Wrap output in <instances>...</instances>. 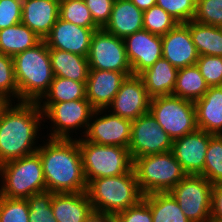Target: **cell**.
<instances>
[{
	"label": "cell",
	"mask_w": 222,
	"mask_h": 222,
	"mask_svg": "<svg viewBox=\"0 0 222 222\" xmlns=\"http://www.w3.org/2000/svg\"><path fill=\"white\" fill-rule=\"evenodd\" d=\"M15 103L11 102L0 117V165L37 152L39 131L45 129L41 128L43 112L37 102Z\"/></svg>",
	"instance_id": "obj_1"
},
{
	"label": "cell",
	"mask_w": 222,
	"mask_h": 222,
	"mask_svg": "<svg viewBox=\"0 0 222 222\" xmlns=\"http://www.w3.org/2000/svg\"><path fill=\"white\" fill-rule=\"evenodd\" d=\"M39 153L46 190L53 193L85 192V179L78 138L43 140Z\"/></svg>",
	"instance_id": "obj_2"
},
{
	"label": "cell",
	"mask_w": 222,
	"mask_h": 222,
	"mask_svg": "<svg viewBox=\"0 0 222 222\" xmlns=\"http://www.w3.org/2000/svg\"><path fill=\"white\" fill-rule=\"evenodd\" d=\"M86 193L96 217L105 220L138 204L144 196L134 169L123 175L91 180L87 183Z\"/></svg>",
	"instance_id": "obj_3"
},
{
	"label": "cell",
	"mask_w": 222,
	"mask_h": 222,
	"mask_svg": "<svg viewBox=\"0 0 222 222\" xmlns=\"http://www.w3.org/2000/svg\"><path fill=\"white\" fill-rule=\"evenodd\" d=\"M18 101L38 102L49 90L53 72L49 48L44 40L13 56Z\"/></svg>",
	"instance_id": "obj_4"
},
{
	"label": "cell",
	"mask_w": 222,
	"mask_h": 222,
	"mask_svg": "<svg viewBox=\"0 0 222 222\" xmlns=\"http://www.w3.org/2000/svg\"><path fill=\"white\" fill-rule=\"evenodd\" d=\"M0 196L26 199L46 191L42 162L38 152L0 165Z\"/></svg>",
	"instance_id": "obj_5"
},
{
	"label": "cell",
	"mask_w": 222,
	"mask_h": 222,
	"mask_svg": "<svg viewBox=\"0 0 222 222\" xmlns=\"http://www.w3.org/2000/svg\"><path fill=\"white\" fill-rule=\"evenodd\" d=\"M133 169L144 195L169 192L187 175L172 151L135 158Z\"/></svg>",
	"instance_id": "obj_6"
},
{
	"label": "cell",
	"mask_w": 222,
	"mask_h": 222,
	"mask_svg": "<svg viewBox=\"0 0 222 222\" xmlns=\"http://www.w3.org/2000/svg\"><path fill=\"white\" fill-rule=\"evenodd\" d=\"M86 182L118 176L133 169L129 149L114 145H100L78 138Z\"/></svg>",
	"instance_id": "obj_7"
},
{
	"label": "cell",
	"mask_w": 222,
	"mask_h": 222,
	"mask_svg": "<svg viewBox=\"0 0 222 222\" xmlns=\"http://www.w3.org/2000/svg\"><path fill=\"white\" fill-rule=\"evenodd\" d=\"M38 105L43 112V123L47 120L51 121L49 124L51 130L47 138L53 139H72L74 136L71 133L77 135L79 131L83 134L81 133L82 136H78V138H83L91 115L95 110L87 99L59 103H38ZM76 130L79 131L76 132Z\"/></svg>",
	"instance_id": "obj_8"
},
{
	"label": "cell",
	"mask_w": 222,
	"mask_h": 222,
	"mask_svg": "<svg viewBox=\"0 0 222 222\" xmlns=\"http://www.w3.org/2000/svg\"><path fill=\"white\" fill-rule=\"evenodd\" d=\"M149 112L172 140L197 129L195 103L191 100L175 95L153 97Z\"/></svg>",
	"instance_id": "obj_9"
},
{
	"label": "cell",
	"mask_w": 222,
	"mask_h": 222,
	"mask_svg": "<svg viewBox=\"0 0 222 222\" xmlns=\"http://www.w3.org/2000/svg\"><path fill=\"white\" fill-rule=\"evenodd\" d=\"M213 185L201 175H186L169 192L191 222L211 220Z\"/></svg>",
	"instance_id": "obj_10"
},
{
	"label": "cell",
	"mask_w": 222,
	"mask_h": 222,
	"mask_svg": "<svg viewBox=\"0 0 222 222\" xmlns=\"http://www.w3.org/2000/svg\"><path fill=\"white\" fill-rule=\"evenodd\" d=\"M87 59L89 69L132 73L124 40L103 28L94 32Z\"/></svg>",
	"instance_id": "obj_11"
},
{
	"label": "cell",
	"mask_w": 222,
	"mask_h": 222,
	"mask_svg": "<svg viewBox=\"0 0 222 222\" xmlns=\"http://www.w3.org/2000/svg\"><path fill=\"white\" fill-rule=\"evenodd\" d=\"M172 138L158 125L150 112L132 120L129 152L134 160L150 154L171 151Z\"/></svg>",
	"instance_id": "obj_12"
},
{
	"label": "cell",
	"mask_w": 222,
	"mask_h": 222,
	"mask_svg": "<svg viewBox=\"0 0 222 222\" xmlns=\"http://www.w3.org/2000/svg\"><path fill=\"white\" fill-rule=\"evenodd\" d=\"M108 112L107 109L94 110L83 138L86 141L100 145H114L128 148L131 138L132 121L112 114L110 111Z\"/></svg>",
	"instance_id": "obj_13"
},
{
	"label": "cell",
	"mask_w": 222,
	"mask_h": 222,
	"mask_svg": "<svg viewBox=\"0 0 222 222\" xmlns=\"http://www.w3.org/2000/svg\"><path fill=\"white\" fill-rule=\"evenodd\" d=\"M150 101L151 97L142 78L139 75H130L122 82L107 110L132 121L149 112Z\"/></svg>",
	"instance_id": "obj_14"
},
{
	"label": "cell",
	"mask_w": 222,
	"mask_h": 222,
	"mask_svg": "<svg viewBox=\"0 0 222 222\" xmlns=\"http://www.w3.org/2000/svg\"><path fill=\"white\" fill-rule=\"evenodd\" d=\"M213 134L196 129L173 140L172 153L187 175H200L205 166V156Z\"/></svg>",
	"instance_id": "obj_15"
},
{
	"label": "cell",
	"mask_w": 222,
	"mask_h": 222,
	"mask_svg": "<svg viewBox=\"0 0 222 222\" xmlns=\"http://www.w3.org/2000/svg\"><path fill=\"white\" fill-rule=\"evenodd\" d=\"M123 40L133 75H140L162 58L161 36L142 29Z\"/></svg>",
	"instance_id": "obj_16"
},
{
	"label": "cell",
	"mask_w": 222,
	"mask_h": 222,
	"mask_svg": "<svg viewBox=\"0 0 222 222\" xmlns=\"http://www.w3.org/2000/svg\"><path fill=\"white\" fill-rule=\"evenodd\" d=\"M98 29L80 27L58 18L44 39L49 49H58L87 57L94 32Z\"/></svg>",
	"instance_id": "obj_17"
},
{
	"label": "cell",
	"mask_w": 222,
	"mask_h": 222,
	"mask_svg": "<svg viewBox=\"0 0 222 222\" xmlns=\"http://www.w3.org/2000/svg\"><path fill=\"white\" fill-rule=\"evenodd\" d=\"M162 38V58L168 60L176 69L196 65L199 58L192 41L189 22L178 23Z\"/></svg>",
	"instance_id": "obj_18"
},
{
	"label": "cell",
	"mask_w": 222,
	"mask_h": 222,
	"mask_svg": "<svg viewBox=\"0 0 222 222\" xmlns=\"http://www.w3.org/2000/svg\"><path fill=\"white\" fill-rule=\"evenodd\" d=\"M130 75L133 73L89 69L85 84L86 99L95 110L107 109L119 91L122 82Z\"/></svg>",
	"instance_id": "obj_19"
},
{
	"label": "cell",
	"mask_w": 222,
	"mask_h": 222,
	"mask_svg": "<svg viewBox=\"0 0 222 222\" xmlns=\"http://www.w3.org/2000/svg\"><path fill=\"white\" fill-rule=\"evenodd\" d=\"M51 207L57 222H95L98 219L86 191L54 193Z\"/></svg>",
	"instance_id": "obj_20"
},
{
	"label": "cell",
	"mask_w": 222,
	"mask_h": 222,
	"mask_svg": "<svg viewBox=\"0 0 222 222\" xmlns=\"http://www.w3.org/2000/svg\"><path fill=\"white\" fill-rule=\"evenodd\" d=\"M60 0H22V23L42 40L59 18Z\"/></svg>",
	"instance_id": "obj_21"
},
{
	"label": "cell",
	"mask_w": 222,
	"mask_h": 222,
	"mask_svg": "<svg viewBox=\"0 0 222 222\" xmlns=\"http://www.w3.org/2000/svg\"><path fill=\"white\" fill-rule=\"evenodd\" d=\"M103 29L124 39L144 29L143 11L130 0H115L110 19Z\"/></svg>",
	"instance_id": "obj_22"
},
{
	"label": "cell",
	"mask_w": 222,
	"mask_h": 222,
	"mask_svg": "<svg viewBox=\"0 0 222 222\" xmlns=\"http://www.w3.org/2000/svg\"><path fill=\"white\" fill-rule=\"evenodd\" d=\"M198 129L213 135H222V86L209 87L195 102Z\"/></svg>",
	"instance_id": "obj_23"
},
{
	"label": "cell",
	"mask_w": 222,
	"mask_h": 222,
	"mask_svg": "<svg viewBox=\"0 0 222 222\" xmlns=\"http://www.w3.org/2000/svg\"><path fill=\"white\" fill-rule=\"evenodd\" d=\"M176 69L168 60L161 58L139 76L151 98L172 95L177 78Z\"/></svg>",
	"instance_id": "obj_24"
},
{
	"label": "cell",
	"mask_w": 222,
	"mask_h": 222,
	"mask_svg": "<svg viewBox=\"0 0 222 222\" xmlns=\"http://www.w3.org/2000/svg\"><path fill=\"white\" fill-rule=\"evenodd\" d=\"M49 54L54 76L72 79L76 82L87 81L89 74L87 57L58 49H49Z\"/></svg>",
	"instance_id": "obj_25"
},
{
	"label": "cell",
	"mask_w": 222,
	"mask_h": 222,
	"mask_svg": "<svg viewBox=\"0 0 222 222\" xmlns=\"http://www.w3.org/2000/svg\"><path fill=\"white\" fill-rule=\"evenodd\" d=\"M42 39L22 22L0 29V53L14 56L17 53L31 49Z\"/></svg>",
	"instance_id": "obj_26"
},
{
	"label": "cell",
	"mask_w": 222,
	"mask_h": 222,
	"mask_svg": "<svg viewBox=\"0 0 222 222\" xmlns=\"http://www.w3.org/2000/svg\"><path fill=\"white\" fill-rule=\"evenodd\" d=\"M152 213V222H191L170 192H156L143 196Z\"/></svg>",
	"instance_id": "obj_27"
},
{
	"label": "cell",
	"mask_w": 222,
	"mask_h": 222,
	"mask_svg": "<svg viewBox=\"0 0 222 222\" xmlns=\"http://www.w3.org/2000/svg\"><path fill=\"white\" fill-rule=\"evenodd\" d=\"M189 30L199 56L222 57V27L191 20L189 21Z\"/></svg>",
	"instance_id": "obj_28"
},
{
	"label": "cell",
	"mask_w": 222,
	"mask_h": 222,
	"mask_svg": "<svg viewBox=\"0 0 222 222\" xmlns=\"http://www.w3.org/2000/svg\"><path fill=\"white\" fill-rule=\"evenodd\" d=\"M208 88L199 68L193 65L178 69L172 95L195 102L204 96Z\"/></svg>",
	"instance_id": "obj_29"
},
{
	"label": "cell",
	"mask_w": 222,
	"mask_h": 222,
	"mask_svg": "<svg viewBox=\"0 0 222 222\" xmlns=\"http://www.w3.org/2000/svg\"><path fill=\"white\" fill-rule=\"evenodd\" d=\"M86 82L54 76L49 90L37 103H59L86 99Z\"/></svg>",
	"instance_id": "obj_30"
},
{
	"label": "cell",
	"mask_w": 222,
	"mask_h": 222,
	"mask_svg": "<svg viewBox=\"0 0 222 222\" xmlns=\"http://www.w3.org/2000/svg\"><path fill=\"white\" fill-rule=\"evenodd\" d=\"M59 18L80 27L100 29L92 18L84 0H60Z\"/></svg>",
	"instance_id": "obj_31"
},
{
	"label": "cell",
	"mask_w": 222,
	"mask_h": 222,
	"mask_svg": "<svg viewBox=\"0 0 222 222\" xmlns=\"http://www.w3.org/2000/svg\"><path fill=\"white\" fill-rule=\"evenodd\" d=\"M212 185L222 183V135H212L205 156V166L200 174Z\"/></svg>",
	"instance_id": "obj_32"
},
{
	"label": "cell",
	"mask_w": 222,
	"mask_h": 222,
	"mask_svg": "<svg viewBox=\"0 0 222 222\" xmlns=\"http://www.w3.org/2000/svg\"><path fill=\"white\" fill-rule=\"evenodd\" d=\"M177 24L178 22L158 5L143 11V28L151 34L164 36Z\"/></svg>",
	"instance_id": "obj_33"
},
{
	"label": "cell",
	"mask_w": 222,
	"mask_h": 222,
	"mask_svg": "<svg viewBox=\"0 0 222 222\" xmlns=\"http://www.w3.org/2000/svg\"><path fill=\"white\" fill-rule=\"evenodd\" d=\"M53 194L46 190L26 198L29 205V222H57L51 207Z\"/></svg>",
	"instance_id": "obj_34"
},
{
	"label": "cell",
	"mask_w": 222,
	"mask_h": 222,
	"mask_svg": "<svg viewBox=\"0 0 222 222\" xmlns=\"http://www.w3.org/2000/svg\"><path fill=\"white\" fill-rule=\"evenodd\" d=\"M0 222H29L27 199L0 196Z\"/></svg>",
	"instance_id": "obj_35"
},
{
	"label": "cell",
	"mask_w": 222,
	"mask_h": 222,
	"mask_svg": "<svg viewBox=\"0 0 222 222\" xmlns=\"http://www.w3.org/2000/svg\"><path fill=\"white\" fill-rule=\"evenodd\" d=\"M0 94L4 95L11 102L12 101L18 102V87L14 75L13 57L1 53H0Z\"/></svg>",
	"instance_id": "obj_36"
},
{
	"label": "cell",
	"mask_w": 222,
	"mask_h": 222,
	"mask_svg": "<svg viewBox=\"0 0 222 222\" xmlns=\"http://www.w3.org/2000/svg\"><path fill=\"white\" fill-rule=\"evenodd\" d=\"M197 0H156L178 23H187L194 19Z\"/></svg>",
	"instance_id": "obj_37"
},
{
	"label": "cell",
	"mask_w": 222,
	"mask_h": 222,
	"mask_svg": "<svg viewBox=\"0 0 222 222\" xmlns=\"http://www.w3.org/2000/svg\"><path fill=\"white\" fill-rule=\"evenodd\" d=\"M196 22L222 27V0H197Z\"/></svg>",
	"instance_id": "obj_38"
},
{
	"label": "cell",
	"mask_w": 222,
	"mask_h": 222,
	"mask_svg": "<svg viewBox=\"0 0 222 222\" xmlns=\"http://www.w3.org/2000/svg\"><path fill=\"white\" fill-rule=\"evenodd\" d=\"M196 66L209 87L222 86V57L201 55Z\"/></svg>",
	"instance_id": "obj_39"
},
{
	"label": "cell",
	"mask_w": 222,
	"mask_h": 222,
	"mask_svg": "<svg viewBox=\"0 0 222 222\" xmlns=\"http://www.w3.org/2000/svg\"><path fill=\"white\" fill-rule=\"evenodd\" d=\"M112 222H152V213L149 205L142 199L138 204L117 213Z\"/></svg>",
	"instance_id": "obj_40"
},
{
	"label": "cell",
	"mask_w": 222,
	"mask_h": 222,
	"mask_svg": "<svg viewBox=\"0 0 222 222\" xmlns=\"http://www.w3.org/2000/svg\"><path fill=\"white\" fill-rule=\"evenodd\" d=\"M22 21V0H0V29Z\"/></svg>",
	"instance_id": "obj_41"
},
{
	"label": "cell",
	"mask_w": 222,
	"mask_h": 222,
	"mask_svg": "<svg viewBox=\"0 0 222 222\" xmlns=\"http://www.w3.org/2000/svg\"><path fill=\"white\" fill-rule=\"evenodd\" d=\"M92 15L94 23L101 29L110 19L115 0H84Z\"/></svg>",
	"instance_id": "obj_42"
},
{
	"label": "cell",
	"mask_w": 222,
	"mask_h": 222,
	"mask_svg": "<svg viewBox=\"0 0 222 222\" xmlns=\"http://www.w3.org/2000/svg\"><path fill=\"white\" fill-rule=\"evenodd\" d=\"M211 219L222 220V183L213 185Z\"/></svg>",
	"instance_id": "obj_43"
},
{
	"label": "cell",
	"mask_w": 222,
	"mask_h": 222,
	"mask_svg": "<svg viewBox=\"0 0 222 222\" xmlns=\"http://www.w3.org/2000/svg\"><path fill=\"white\" fill-rule=\"evenodd\" d=\"M130 1L134 3L142 11L148 10L152 6L156 5V0H130Z\"/></svg>",
	"instance_id": "obj_44"
},
{
	"label": "cell",
	"mask_w": 222,
	"mask_h": 222,
	"mask_svg": "<svg viewBox=\"0 0 222 222\" xmlns=\"http://www.w3.org/2000/svg\"><path fill=\"white\" fill-rule=\"evenodd\" d=\"M11 103V101L4 95L0 94V117L3 110Z\"/></svg>",
	"instance_id": "obj_45"
},
{
	"label": "cell",
	"mask_w": 222,
	"mask_h": 222,
	"mask_svg": "<svg viewBox=\"0 0 222 222\" xmlns=\"http://www.w3.org/2000/svg\"><path fill=\"white\" fill-rule=\"evenodd\" d=\"M95 222H112V221L98 218Z\"/></svg>",
	"instance_id": "obj_46"
},
{
	"label": "cell",
	"mask_w": 222,
	"mask_h": 222,
	"mask_svg": "<svg viewBox=\"0 0 222 222\" xmlns=\"http://www.w3.org/2000/svg\"><path fill=\"white\" fill-rule=\"evenodd\" d=\"M209 222H222V220L211 219Z\"/></svg>",
	"instance_id": "obj_47"
}]
</instances>
